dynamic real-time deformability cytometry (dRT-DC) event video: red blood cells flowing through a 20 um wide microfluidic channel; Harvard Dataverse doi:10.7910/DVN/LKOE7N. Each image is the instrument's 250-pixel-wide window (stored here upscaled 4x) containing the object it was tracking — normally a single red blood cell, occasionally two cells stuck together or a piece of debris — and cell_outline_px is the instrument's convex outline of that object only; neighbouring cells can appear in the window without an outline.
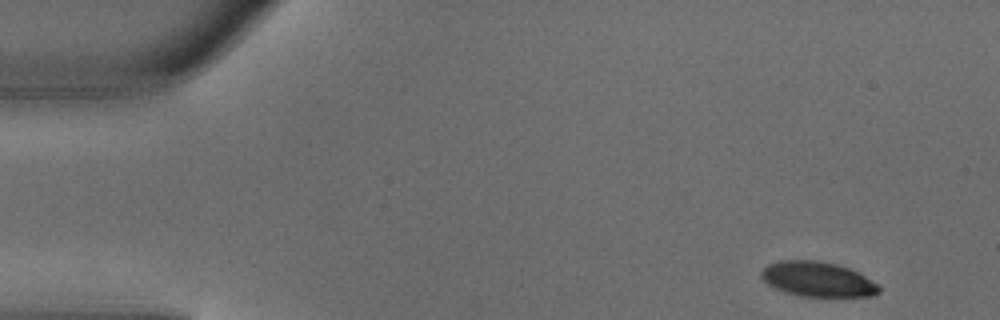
{"species": "common noctule bat (a hibernating species)", "species_latin": "Nyctalus noctula", "temperature_condition": "warm", "stored_images_in_passage": 2, "segment_of_instrument_passage": [2, 2], "camera_frame_rate_fps": 3000, "um_per_image_px": 0.085, "animal": {"sex": "male", "body_mass_g": 18.8}, "frame": {"image": 1, "passage_image": 2, "time_ms": 0.333, "image_size_px": [1000, 320], "cell_outline_px": [[880, 292], [872, 296], [800, 296], [776, 288], [768, 284], [760, 276], [760, 272], [768, 264], [780, 260], [816, 260], [836, 264], [848, 268], [864, 276], [876, 284], [880, 288]], "centroid_in_image_um": [69.47, 23.73], "position_along_channel_um": 15.5, "area_um2": 23.58}}